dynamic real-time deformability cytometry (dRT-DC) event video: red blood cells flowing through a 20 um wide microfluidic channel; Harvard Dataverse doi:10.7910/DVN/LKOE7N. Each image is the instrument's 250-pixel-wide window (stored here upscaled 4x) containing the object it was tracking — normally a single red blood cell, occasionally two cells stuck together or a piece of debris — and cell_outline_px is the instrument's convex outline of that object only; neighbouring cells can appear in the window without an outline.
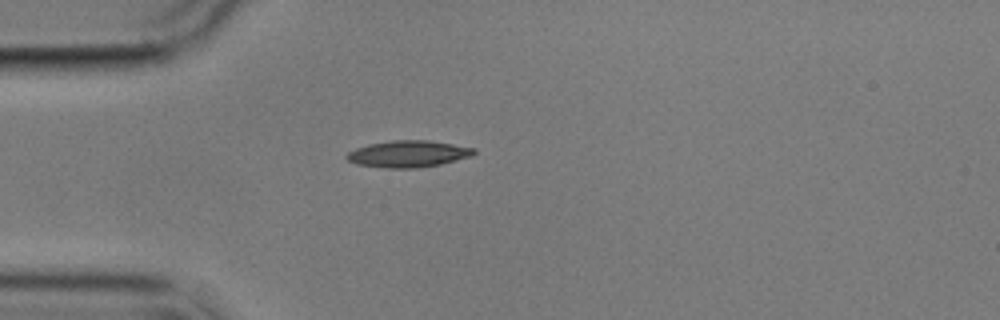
{"species": "common noctule bat (a hibernating species)", "species_latin": "Nyctalus noctula", "temperature_condition": "cold", "stored_images_in_passage": 1, "camera_frame_rate_fps": 3000, "um_per_image_px": 0.085, "animal": {"sex": "male", "body_mass_g": 17.9}, "frame": {"image": 1, "passage_image": 1, "time_ms": 0.0, "image_size_px": [1000, 320], "cell_outline_px": [[476, 152], [472, 156], [440, 164], [416, 168], [388, 168], [356, 164], [348, 160], [344, 156], [348, 152], [356, 148], [368, 144], [392, 140], [428, 140], [476, 148]], "centroid_in_image_um": [34.69, 13.07], "position_along_channel_um": 50.3, "area_um2": 19.77}}